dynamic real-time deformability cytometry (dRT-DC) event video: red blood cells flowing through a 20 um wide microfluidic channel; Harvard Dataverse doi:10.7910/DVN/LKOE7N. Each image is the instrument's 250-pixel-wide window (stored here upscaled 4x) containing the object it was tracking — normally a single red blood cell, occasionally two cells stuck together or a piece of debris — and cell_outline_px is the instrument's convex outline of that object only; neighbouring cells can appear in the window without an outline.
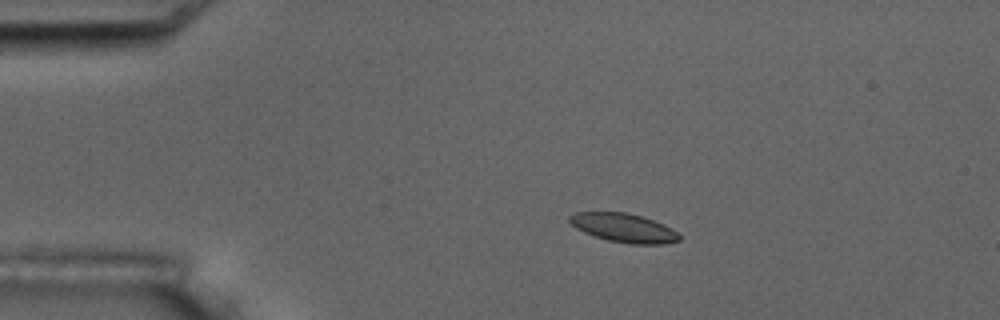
{"species": "common noctule bat (a hibernating species)", "species_latin": "Nyctalus noctula", "temperature_condition": "room temperature", "stored_images_in_passage": 4, "camera_frame_rate_fps": 3000, "um_per_image_px": 0.085, "animal": {"sex": "male", "body_mass_g": 17.5, "forearm_length_mm": 52.3}, "frame": {"image": 1, "passage_image": 1, "time_ms": 0.0, "image_size_px": [1000, 320], "cell_outline_px": [[680, 240], [664, 244], [628, 244], [608, 240], [584, 232], [576, 228], [568, 220], [568, 216], [576, 212], [628, 212], [664, 224], [672, 228], [680, 236]], "centroid_in_image_um": [53.02, 19.36], "position_along_channel_um": 32.0, "area_um2": 18.38}}
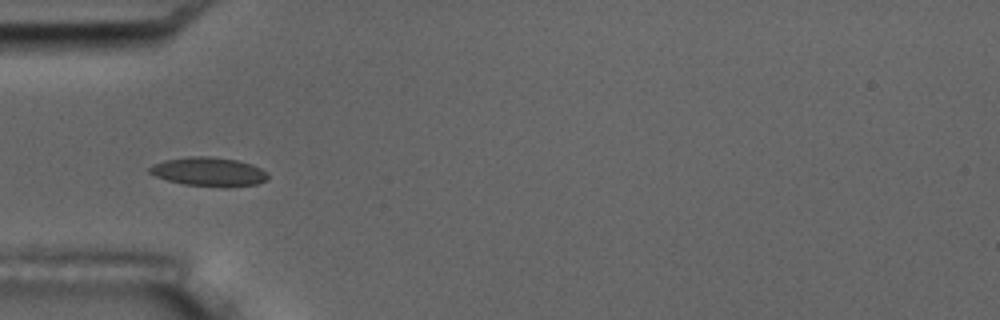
{"frame": {"image": 2, "passage_image": 3, "time_ms": 2.333, "image_size_px": [1000, 320], "cell_outline_px": [[268, 180], [256, 184], [228, 188], [184, 184], [168, 180], [156, 176], [148, 172], [148, 168], [152, 164], [164, 160], [188, 156], [212, 156], [236, 160], [252, 164], [268, 172]], "centroid_in_image_um": [17.76, 14.6], "position_along_channel_um": 67.2, "area_um2": 20.23}}